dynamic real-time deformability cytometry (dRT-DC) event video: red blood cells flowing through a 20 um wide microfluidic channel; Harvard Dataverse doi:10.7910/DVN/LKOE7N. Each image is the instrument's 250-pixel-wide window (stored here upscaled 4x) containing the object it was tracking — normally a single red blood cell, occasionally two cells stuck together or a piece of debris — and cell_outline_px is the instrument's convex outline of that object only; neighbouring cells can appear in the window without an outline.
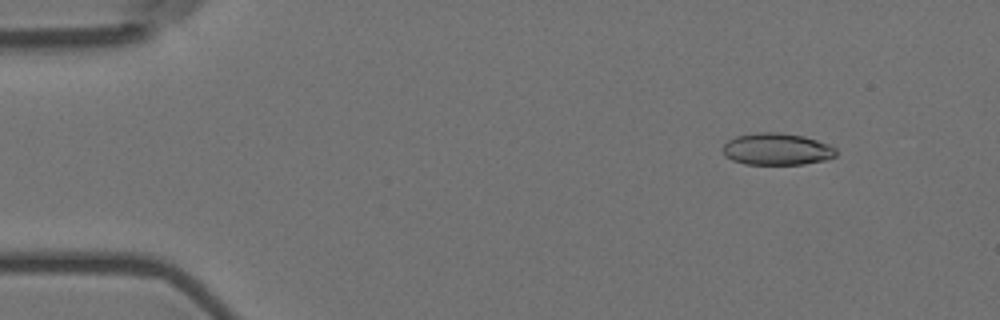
{"species": "Egyptian fruit bat (a non-hibernating species)", "species_latin": "Rousettus aegyptiacus", "temperature_condition": "room temperature", "stored_images_in_passage": 57, "camera_frame_rate_fps": 3000, "um_per_image_px": 0.085, "animal": {"sex": "female"}, "frame": {"image": 1, "passage_image": 7, "time_ms": 2.0, "image_size_px": [1000, 320], "cell_outline_px": [[836, 156], [824, 160], [804, 164], [744, 164], [732, 160], [724, 156], [720, 148], [728, 140], [736, 136], [760, 132], [776, 132], [804, 136], [828, 144], [836, 148]], "centroid_in_image_um": [65.99, 12.68], "position_along_channel_um": 19.0, "area_um2": 21.15}}
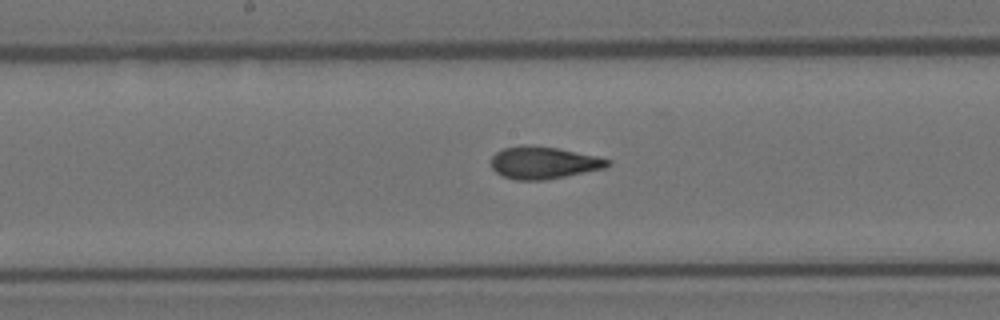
{"frame": {"image": 2, "passage_image": 30, "time_ms": 9.667, "image_size_px": [1000, 320], "cell_outline_px": [[612, 164], [608, 168], [544, 180], [516, 180], [500, 176], [492, 168], [492, 156], [496, 152], [504, 148], [520, 144], [528, 144], [556, 148], [596, 156], [612, 160]], "centroid_in_image_um": [46.21, 13.83], "position_along_channel_um": 202.0, "area_um2": 22.14}}
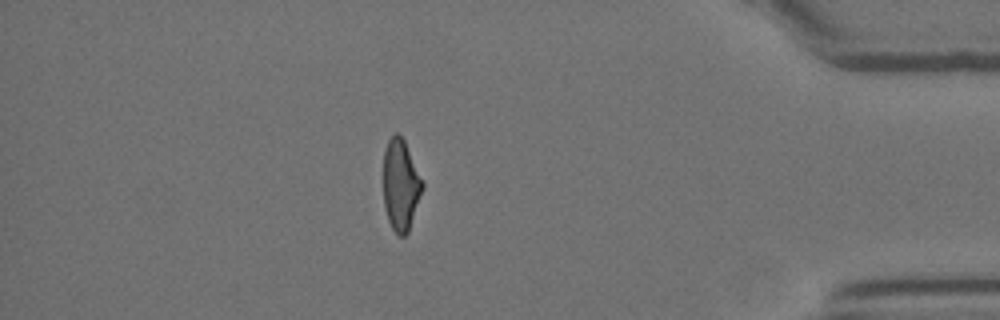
{"frame": {"image": 3, "passage_image": 50, "time_ms": 16.333, "image_size_px": [1000, 320], "cell_outline_px": [[424, 188], [408, 232], [404, 236], [400, 236], [392, 228], [388, 220], [384, 208], [384, 148], [388, 140], [396, 132], [404, 140], [424, 180]], "centroid_in_image_um": [34.08, 15.72], "position_along_channel_um": 401.1, "area_um2": 20.92}, "authors_computed_cell_mechanics": {"area_um2": 21.8484, "velocity_mm_per_s": 3.594, "shape_relaxation_time_tau1_ms": 8.2169, "shape_relaxation_time_tau2_ms": 1.6706, "deformation_change_tau1": 0.2171, "deformation_change_tau2": 0.0783}}